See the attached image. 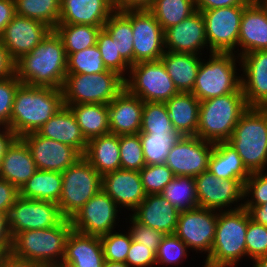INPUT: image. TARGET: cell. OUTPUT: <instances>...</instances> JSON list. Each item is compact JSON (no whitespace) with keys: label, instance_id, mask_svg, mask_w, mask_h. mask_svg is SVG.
<instances>
[{"label":"cell","instance_id":"1","mask_svg":"<svg viewBox=\"0 0 267 267\" xmlns=\"http://www.w3.org/2000/svg\"><path fill=\"white\" fill-rule=\"evenodd\" d=\"M17 79L25 85L62 89L67 75V56L55 30L15 64Z\"/></svg>","mask_w":267,"mask_h":267},{"label":"cell","instance_id":"2","mask_svg":"<svg viewBox=\"0 0 267 267\" xmlns=\"http://www.w3.org/2000/svg\"><path fill=\"white\" fill-rule=\"evenodd\" d=\"M63 106L62 89L21 84L14 96L9 127L18 137L37 132Z\"/></svg>","mask_w":267,"mask_h":267},{"label":"cell","instance_id":"3","mask_svg":"<svg viewBox=\"0 0 267 267\" xmlns=\"http://www.w3.org/2000/svg\"><path fill=\"white\" fill-rule=\"evenodd\" d=\"M250 219L244 207L218 211L215 239L202 267H238L243 259L247 261L245 236Z\"/></svg>","mask_w":267,"mask_h":267},{"label":"cell","instance_id":"4","mask_svg":"<svg viewBox=\"0 0 267 267\" xmlns=\"http://www.w3.org/2000/svg\"><path fill=\"white\" fill-rule=\"evenodd\" d=\"M73 230L70 219L47 229L27 230L11 239L10 252L19 258L54 267L63 261L66 241Z\"/></svg>","mask_w":267,"mask_h":267},{"label":"cell","instance_id":"5","mask_svg":"<svg viewBox=\"0 0 267 267\" xmlns=\"http://www.w3.org/2000/svg\"><path fill=\"white\" fill-rule=\"evenodd\" d=\"M248 108L243 92H233L201 101L197 137L214 144L227 142Z\"/></svg>","mask_w":267,"mask_h":267},{"label":"cell","instance_id":"6","mask_svg":"<svg viewBox=\"0 0 267 267\" xmlns=\"http://www.w3.org/2000/svg\"><path fill=\"white\" fill-rule=\"evenodd\" d=\"M250 172L267 170V108L249 107L227 141Z\"/></svg>","mask_w":267,"mask_h":267},{"label":"cell","instance_id":"7","mask_svg":"<svg viewBox=\"0 0 267 267\" xmlns=\"http://www.w3.org/2000/svg\"><path fill=\"white\" fill-rule=\"evenodd\" d=\"M208 56L206 54L204 59L202 57L191 93L201 102L233 92H243L240 57L235 53L219 52H211Z\"/></svg>","mask_w":267,"mask_h":267},{"label":"cell","instance_id":"8","mask_svg":"<svg viewBox=\"0 0 267 267\" xmlns=\"http://www.w3.org/2000/svg\"><path fill=\"white\" fill-rule=\"evenodd\" d=\"M124 88V78L111 70L67 74L62 88L64 105L110 104Z\"/></svg>","mask_w":267,"mask_h":267},{"label":"cell","instance_id":"9","mask_svg":"<svg viewBox=\"0 0 267 267\" xmlns=\"http://www.w3.org/2000/svg\"><path fill=\"white\" fill-rule=\"evenodd\" d=\"M102 189V175L82 156L62 172V191L58 206L70 219L91 197Z\"/></svg>","mask_w":267,"mask_h":267},{"label":"cell","instance_id":"10","mask_svg":"<svg viewBox=\"0 0 267 267\" xmlns=\"http://www.w3.org/2000/svg\"><path fill=\"white\" fill-rule=\"evenodd\" d=\"M127 77L125 89L144 102L165 103L179 93L161 60L133 64Z\"/></svg>","mask_w":267,"mask_h":267},{"label":"cell","instance_id":"11","mask_svg":"<svg viewBox=\"0 0 267 267\" xmlns=\"http://www.w3.org/2000/svg\"><path fill=\"white\" fill-rule=\"evenodd\" d=\"M122 212L113 199L101 189L70 218V221L74 231L101 237L115 231L117 226H122L119 224L120 219H125L120 218L124 214Z\"/></svg>","mask_w":267,"mask_h":267},{"label":"cell","instance_id":"12","mask_svg":"<svg viewBox=\"0 0 267 267\" xmlns=\"http://www.w3.org/2000/svg\"><path fill=\"white\" fill-rule=\"evenodd\" d=\"M248 5L203 10L209 52L235 53L238 56V36L241 17Z\"/></svg>","mask_w":267,"mask_h":267},{"label":"cell","instance_id":"13","mask_svg":"<svg viewBox=\"0 0 267 267\" xmlns=\"http://www.w3.org/2000/svg\"><path fill=\"white\" fill-rule=\"evenodd\" d=\"M64 219L57 203L19 196L7 215V227L12 239L27 230L55 227Z\"/></svg>","mask_w":267,"mask_h":267},{"label":"cell","instance_id":"14","mask_svg":"<svg viewBox=\"0 0 267 267\" xmlns=\"http://www.w3.org/2000/svg\"><path fill=\"white\" fill-rule=\"evenodd\" d=\"M194 179L199 207L216 211H231L243 207L245 183L241 179L217 178L208 170Z\"/></svg>","mask_w":267,"mask_h":267},{"label":"cell","instance_id":"15","mask_svg":"<svg viewBox=\"0 0 267 267\" xmlns=\"http://www.w3.org/2000/svg\"><path fill=\"white\" fill-rule=\"evenodd\" d=\"M218 211L197 207L181 211L178 216L175 234L187 245L190 251L210 255L215 239Z\"/></svg>","mask_w":267,"mask_h":267},{"label":"cell","instance_id":"16","mask_svg":"<svg viewBox=\"0 0 267 267\" xmlns=\"http://www.w3.org/2000/svg\"><path fill=\"white\" fill-rule=\"evenodd\" d=\"M134 64L158 61L165 52V35L161 25L148 9L131 10Z\"/></svg>","mask_w":267,"mask_h":267},{"label":"cell","instance_id":"17","mask_svg":"<svg viewBox=\"0 0 267 267\" xmlns=\"http://www.w3.org/2000/svg\"><path fill=\"white\" fill-rule=\"evenodd\" d=\"M214 149V143L197 136L181 137L171 148L165 164L174 176L196 177L208 169V161Z\"/></svg>","mask_w":267,"mask_h":267},{"label":"cell","instance_id":"18","mask_svg":"<svg viewBox=\"0 0 267 267\" xmlns=\"http://www.w3.org/2000/svg\"><path fill=\"white\" fill-rule=\"evenodd\" d=\"M29 147L37 170L63 172L82 155L69 145L31 132L21 137Z\"/></svg>","mask_w":267,"mask_h":267},{"label":"cell","instance_id":"19","mask_svg":"<svg viewBox=\"0 0 267 267\" xmlns=\"http://www.w3.org/2000/svg\"><path fill=\"white\" fill-rule=\"evenodd\" d=\"M51 30L42 22L16 14L5 27L0 39L16 62L30 53Z\"/></svg>","mask_w":267,"mask_h":267},{"label":"cell","instance_id":"20","mask_svg":"<svg viewBox=\"0 0 267 267\" xmlns=\"http://www.w3.org/2000/svg\"><path fill=\"white\" fill-rule=\"evenodd\" d=\"M164 35L165 51L196 55L211 53L208 52L205 21L201 11H196L180 23L169 27L164 31ZM204 51L206 53H203Z\"/></svg>","mask_w":267,"mask_h":267},{"label":"cell","instance_id":"21","mask_svg":"<svg viewBox=\"0 0 267 267\" xmlns=\"http://www.w3.org/2000/svg\"><path fill=\"white\" fill-rule=\"evenodd\" d=\"M102 189L113 199L127 215L145 199L140 173L138 171L118 169L102 175ZM125 209V210H124Z\"/></svg>","mask_w":267,"mask_h":267},{"label":"cell","instance_id":"22","mask_svg":"<svg viewBox=\"0 0 267 267\" xmlns=\"http://www.w3.org/2000/svg\"><path fill=\"white\" fill-rule=\"evenodd\" d=\"M241 88L248 107L267 108V50L240 56Z\"/></svg>","mask_w":267,"mask_h":267},{"label":"cell","instance_id":"23","mask_svg":"<svg viewBox=\"0 0 267 267\" xmlns=\"http://www.w3.org/2000/svg\"><path fill=\"white\" fill-rule=\"evenodd\" d=\"M144 101L125 88L108 104L110 133L138 134L141 128Z\"/></svg>","mask_w":267,"mask_h":267},{"label":"cell","instance_id":"24","mask_svg":"<svg viewBox=\"0 0 267 267\" xmlns=\"http://www.w3.org/2000/svg\"><path fill=\"white\" fill-rule=\"evenodd\" d=\"M179 213L161 194H148L130 215L138 223L166 235L175 233Z\"/></svg>","mask_w":267,"mask_h":267},{"label":"cell","instance_id":"25","mask_svg":"<svg viewBox=\"0 0 267 267\" xmlns=\"http://www.w3.org/2000/svg\"><path fill=\"white\" fill-rule=\"evenodd\" d=\"M265 50H267V12L258 1L253 0L244 9L241 17L238 57L249 52Z\"/></svg>","mask_w":267,"mask_h":267},{"label":"cell","instance_id":"26","mask_svg":"<svg viewBox=\"0 0 267 267\" xmlns=\"http://www.w3.org/2000/svg\"><path fill=\"white\" fill-rule=\"evenodd\" d=\"M58 24L104 26L115 11L114 0H60Z\"/></svg>","mask_w":267,"mask_h":267},{"label":"cell","instance_id":"27","mask_svg":"<svg viewBox=\"0 0 267 267\" xmlns=\"http://www.w3.org/2000/svg\"><path fill=\"white\" fill-rule=\"evenodd\" d=\"M37 133L74 147L82 156L87 150L88 141L84 137L75 115L67 106H63L54 114Z\"/></svg>","mask_w":267,"mask_h":267},{"label":"cell","instance_id":"28","mask_svg":"<svg viewBox=\"0 0 267 267\" xmlns=\"http://www.w3.org/2000/svg\"><path fill=\"white\" fill-rule=\"evenodd\" d=\"M36 171L37 167L29 147L18 137L2 159L0 177L20 189Z\"/></svg>","mask_w":267,"mask_h":267},{"label":"cell","instance_id":"29","mask_svg":"<svg viewBox=\"0 0 267 267\" xmlns=\"http://www.w3.org/2000/svg\"><path fill=\"white\" fill-rule=\"evenodd\" d=\"M62 262L74 267H103L105 258L100 237L72 230L66 241Z\"/></svg>","mask_w":267,"mask_h":267},{"label":"cell","instance_id":"30","mask_svg":"<svg viewBox=\"0 0 267 267\" xmlns=\"http://www.w3.org/2000/svg\"><path fill=\"white\" fill-rule=\"evenodd\" d=\"M165 105L176 132L182 137L197 136L200 101L191 92H179Z\"/></svg>","mask_w":267,"mask_h":267},{"label":"cell","instance_id":"31","mask_svg":"<svg viewBox=\"0 0 267 267\" xmlns=\"http://www.w3.org/2000/svg\"><path fill=\"white\" fill-rule=\"evenodd\" d=\"M204 55L165 51L160 60L179 92H192Z\"/></svg>","mask_w":267,"mask_h":267},{"label":"cell","instance_id":"32","mask_svg":"<svg viewBox=\"0 0 267 267\" xmlns=\"http://www.w3.org/2000/svg\"><path fill=\"white\" fill-rule=\"evenodd\" d=\"M83 157L101 175L121 169L119 135L108 133L89 140Z\"/></svg>","mask_w":267,"mask_h":267},{"label":"cell","instance_id":"33","mask_svg":"<svg viewBox=\"0 0 267 267\" xmlns=\"http://www.w3.org/2000/svg\"><path fill=\"white\" fill-rule=\"evenodd\" d=\"M207 170L217 178L241 179L244 183L251 174L244 166L240 155L227 142L214 144Z\"/></svg>","mask_w":267,"mask_h":267},{"label":"cell","instance_id":"34","mask_svg":"<svg viewBox=\"0 0 267 267\" xmlns=\"http://www.w3.org/2000/svg\"><path fill=\"white\" fill-rule=\"evenodd\" d=\"M61 191V172L37 170L19 189V196L58 203Z\"/></svg>","mask_w":267,"mask_h":267},{"label":"cell","instance_id":"35","mask_svg":"<svg viewBox=\"0 0 267 267\" xmlns=\"http://www.w3.org/2000/svg\"><path fill=\"white\" fill-rule=\"evenodd\" d=\"M71 109L87 141L110 133L108 104L64 105Z\"/></svg>","mask_w":267,"mask_h":267},{"label":"cell","instance_id":"36","mask_svg":"<svg viewBox=\"0 0 267 267\" xmlns=\"http://www.w3.org/2000/svg\"><path fill=\"white\" fill-rule=\"evenodd\" d=\"M103 29L111 36L112 40H117L118 53L131 66L134 64V38L131 24V10H115Z\"/></svg>","mask_w":267,"mask_h":267},{"label":"cell","instance_id":"37","mask_svg":"<svg viewBox=\"0 0 267 267\" xmlns=\"http://www.w3.org/2000/svg\"><path fill=\"white\" fill-rule=\"evenodd\" d=\"M103 26L80 24H58L54 30L60 36L66 56L92 47L97 43V37Z\"/></svg>","mask_w":267,"mask_h":267},{"label":"cell","instance_id":"38","mask_svg":"<svg viewBox=\"0 0 267 267\" xmlns=\"http://www.w3.org/2000/svg\"><path fill=\"white\" fill-rule=\"evenodd\" d=\"M160 194L180 212L199 207L194 177L175 176Z\"/></svg>","mask_w":267,"mask_h":267},{"label":"cell","instance_id":"39","mask_svg":"<svg viewBox=\"0 0 267 267\" xmlns=\"http://www.w3.org/2000/svg\"><path fill=\"white\" fill-rule=\"evenodd\" d=\"M148 10L164 31L197 11L194 0H154Z\"/></svg>","mask_w":267,"mask_h":267},{"label":"cell","instance_id":"40","mask_svg":"<svg viewBox=\"0 0 267 267\" xmlns=\"http://www.w3.org/2000/svg\"><path fill=\"white\" fill-rule=\"evenodd\" d=\"M14 4L17 15L42 22L52 30L58 25L60 0H14Z\"/></svg>","mask_w":267,"mask_h":267},{"label":"cell","instance_id":"41","mask_svg":"<svg viewBox=\"0 0 267 267\" xmlns=\"http://www.w3.org/2000/svg\"><path fill=\"white\" fill-rule=\"evenodd\" d=\"M146 165L165 164L169 151L182 137L172 133H138Z\"/></svg>","mask_w":267,"mask_h":267},{"label":"cell","instance_id":"42","mask_svg":"<svg viewBox=\"0 0 267 267\" xmlns=\"http://www.w3.org/2000/svg\"><path fill=\"white\" fill-rule=\"evenodd\" d=\"M97 45L67 57V74H97L108 70Z\"/></svg>","mask_w":267,"mask_h":267},{"label":"cell","instance_id":"43","mask_svg":"<svg viewBox=\"0 0 267 267\" xmlns=\"http://www.w3.org/2000/svg\"><path fill=\"white\" fill-rule=\"evenodd\" d=\"M176 132L171 123L165 103L144 102L141 128L139 133Z\"/></svg>","mask_w":267,"mask_h":267},{"label":"cell","instance_id":"44","mask_svg":"<svg viewBox=\"0 0 267 267\" xmlns=\"http://www.w3.org/2000/svg\"><path fill=\"white\" fill-rule=\"evenodd\" d=\"M187 245L174 233L166 234L162 238L161 243L158 246L156 252V266L164 267L177 265V267L183 264L185 260H188L191 251H188ZM188 252V253H187Z\"/></svg>","mask_w":267,"mask_h":267},{"label":"cell","instance_id":"45","mask_svg":"<svg viewBox=\"0 0 267 267\" xmlns=\"http://www.w3.org/2000/svg\"><path fill=\"white\" fill-rule=\"evenodd\" d=\"M123 228L124 230L121 228L100 237L105 261L125 263L132 236L128 229L126 231Z\"/></svg>","mask_w":267,"mask_h":267},{"label":"cell","instance_id":"46","mask_svg":"<svg viewBox=\"0 0 267 267\" xmlns=\"http://www.w3.org/2000/svg\"><path fill=\"white\" fill-rule=\"evenodd\" d=\"M117 40H112L111 36L102 28L98 33L97 43L101 58L108 70L114 71L127 78L130 65L118 53Z\"/></svg>","mask_w":267,"mask_h":267},{"label":"cell","instance_id":"47","mask_svg":"<svg viewBox=\"0 0 267 267\" xmlns=\"http://www.w3.org/2000/svg\"><path fill=\"white\" fill-rule=\"evenodd\" d=\"M121 169L140 171L145 165L139 134L119 135Z\"/></svg>","mask_w":267,"mask_h":267},{"label":"cell","instance_id":"48","mask_svg":"<svg viewBox=\"0 0 267 267\" xmlns=\"http://www.w3.org/2000/svg\"><path fill=\"white\" fill-rule=\"evenodd\" d=\"M145 193L160 194L175 177L166 164L145 165L140 171Z\"/></svg>","mask_w":267,"mask_h":267},{"label":"cell","instance_id":"49","mask_svg":"<svg viewBox=\"0 0 267 267\" xmlns=\"http://www.w3.org/2000/svg\"><path fill=\"white\" fill-rule=\"evenodd\" d=\"M247 262L267 255V227L249 220L246 232Z\"/></svg>","mask_w":267,"mask_h":267},{"label":"cell","instance_id":"50","mask_svg":"<svg viewBox=\"0 0 267 267\" xmlns=\"http://www.w3.org/2000/svg\"><path fill=\"white\" fill-rule=\"evenodd\" d=\"M126 220L129 222V225L123 226L128 227L126 229L130 232L132 240L142 243V245L148 247L156 254L164 234L156 229L138 223L130 214L125 218V224H128Z\"/></svg>","mask_w":267,"mask_h":267},{"label":"cell","instance_id":"51","mask_svg":"<svg viewBox=\"0 0 267 267\" xmlns=\"http://www.w3.org/2000/svg\"><path fill=\"white\" fill-rule=\"evenodd\" d=\"M267 202V171L253 172L244 184V205Z\"/></svg>","mask_w":267,"mask_h":267},{"label":"cell","instance_id":"52","mask_svg":"<svg viewBox=\"0 0 267 267\" xmlns=\"http://www.w3.org/2000/svg\"><path fill=\"white\" fill-rule=\"evenodd\" d=\"M22 83L14 76L0 79V126L9 127L14 96Z\"/></svg>","mask_w":267,"mask_h":267},{"label":"cell","instance_id":"53","mask_svg":"<svg viewBox=\"0 0 267 267\" xmlns=\"http://www.w3.org/2000/svg\"><path fill=\"white\" fill-rule=\"evenodd\" d=\"M125 263L129 267H156V254L142 243L132 240Z\"/></svg>","mask_w":267,"mask_h":267},{"label":"cell","instance_id":"54","mask_svg":"<svg viewBox=\"0 0 267 267\" xmlns=\"http://www.w3.org/2000/svg\"><path fill=\"white\" fill-rule=\"evenodd\" d=\"M18 197L19 189L0 177V214L7 216Z\"/></svg>","mask_w":267,"mask_h":267},{"label":"cell","instance_id":"55","mask_svg":"<svg viewBox=\"0 0 267 267\" xmlns=\"http://www.w3.org/2000/svg\"><path fill=\"white\" fill-rule=\"evenodd\" d=\"M197 11L228 6L249 5L253 0H194Z\"/></svg>","mask_w":267,"mask_h":267},{"label":"cell","instance_id":"56","mask_svg":"<svg viewBox=\"0 0 267 267\" xmlns=\"http://www.w3.org/2000/svg\"><path fill=\"white\" fill-rule=\"evenodd\" d=\"M16 62L11 58L8 49L0 39V79L15 75Z\"/></svg>","mask_w":267,"mask_h":267},{"label":"cell","instance_id":"57","mask_svg":"<svg viewBox=\"0 0 267 267\" xmlns=\"http://www.w3.org/2000/svg\"><path fill=\"white\" fill-rule=\"evenodd\" d=\"M15 15L14 0H0V36L4 33L5 27Z\"/></svg>","mask_w":267,"mask_h":267},{"label":"cell","instance_id":"58","mask_svg":"<svg viewBox=\"0 0 267 267\" xmlns=\"http://www.w3.org/2000/svg\"><path fill=\"white\" fill-rule=\"evenodd\" d=\"M154 0H114L115 10H142L149 9Z\"/></svg>","mask_w":267,"mask_h":267},{"label":"cell","instance_id":"59","mask_svg":"<svg viewBox=\"0 0 267 267\" xmlns=\"http://www.w3.org/2000/svg\"><path fill=\"white\" fill-rule=\"evenodd\" d=\"M18 138L10 127L0 126V168L8 148Z\"/></svg>","mask_w":267,"mask_h":267},{"label":"cell","instance_id":"60","mask_svg":"<svg viewBox=\"0 0 267 267\" xmlns=\"http://www.w3.org/2000/svg\"><path fill=\"white\" fill-rule=\"evenodd\" d=\"M251 220L267 227V202L262 205H243Z\"/></svg>","mask_w":267,"mask_h":267},{"label":"cell","instance_id":"61","mask_svg":"<svg viewBox=\"0 0 267 267\" xmlns=\"http://www.w3.org/2000/svg\"><path fill=\"white\" fill-rule=\"evenodd\" d=\"M1 267H44L43 265L14 256L11 252L5 257Z\"/></svg>","mask_w":267,"mask_h":267},{"label":"cell","instance_id":"62","mask_svg":"<svg viewBox=\"0 0 267 267\" xmlns=\"http://www.w3.org/2000/svg\"><path fill=\"white\" fill-rule=\"evenodd\" d=\"M0 245H11V237L7 227V216L0 214Z\"/></svg>","mask_w":267,"mask_h":267},{"label":"cell","instance_id":"63","mask_svg":"<svg viewBox=\"0 0 267 267\" xmlns=\"http://www.w3.org/2000/svg\"><path fill=\"white\" fill-rule=\"evenodd\" d=\"M250 263H251L250 265H252V267H267V255L255 258Z\"/></svg>","mask_w":267,"mask_h":267},{"label":"cell","instance_id":"64","mask_svg":"<svg viewBox=\"0 0 267 267\" xmlns=\"http://www.w3.org/2000/svg\"><path fill=\"white\" fill-rule=\"evenodd\" d=\"M11 245H0V267L5 257L10 253Z\"/></svg>","mask_w":267,"mask_h":267},{"label":"cell","instance_id":"65","mask_svg":"<svg viewBox=\"0 0 267 267\" xmlns=\"http://www.w3.org/2000/svg\"><path fill=\"white\" fill-rule=\"evenodd\" d=\"M103 267H129L126 263L105 261Z\"/></svg>","mask_w":267,"mask_h":267},{"label":"cell","instance_id":"66","mask_svg":"<svg viewBox=\"0 0 267 267\" xmlns=\"http://www.w3.org/2000/svg\"><path fill=\"white\" fill-rule=\"evenodd\" d=\"M54 267H74V266L66 262H60L57 263Z\"/></svg>","mask_w":267,"mask_h":267},{"label":"cell","instance_id":"67","mask_svg":"<svg viewBox=\"0 0 267 267\" xmlns=\"http://www.w3.org/2000/svg\"><path fill=\"white\" fill-rule=\"evenodd\" d=\"M258 2L266 9L267 12V0H258Z\"/></svg>","mask_w":267,"mask_h":267}]
</instances>
